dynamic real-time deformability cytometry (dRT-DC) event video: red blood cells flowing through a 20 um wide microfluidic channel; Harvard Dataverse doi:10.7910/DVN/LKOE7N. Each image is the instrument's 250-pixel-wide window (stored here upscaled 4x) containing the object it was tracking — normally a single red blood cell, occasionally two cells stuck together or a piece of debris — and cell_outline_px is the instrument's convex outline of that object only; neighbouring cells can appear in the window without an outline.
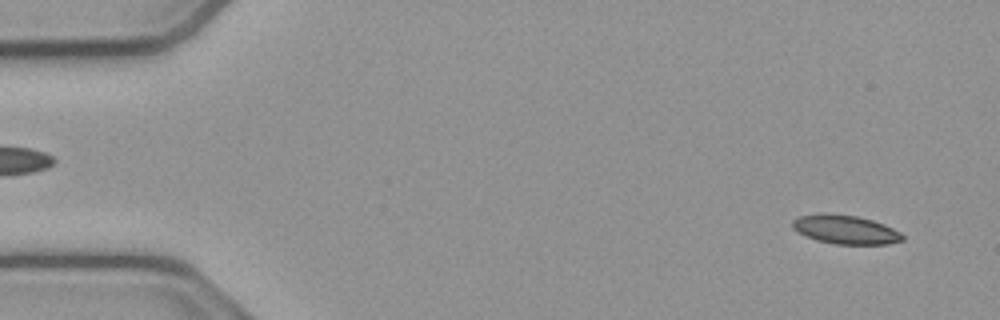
{"species": "common noctule bat (a hibernating species)", "species_latin": "Nyctalus noctula", "temperature_condition": "cold", "stored_images_in_passage": 53, "camera_frame_rate_fps": 3000, "um_per_image_px": 0.085, "animal": {"sex": "male", "body_mass_g": 23.1, "forearm_length_mm": 52.7}, "frame": {"image": 1, "passage_image": 3, "time_ms": 0.667, "image_size_px": [1000, 320], "cell_outline_px": [[904, 240], [888, 244], [836, 244], [816, 240], [804, 236], [796, 232], [792, 228], [792, 220], [800, 216], [820, 212], [824, 212], [856, 216], [872, 220], [884, 224], [900, 232], [904, 236]], "centroid_in_image_um": [71.82, 19.5], "position_along_channel_um": 13.2, "area_um2": 18.73}}
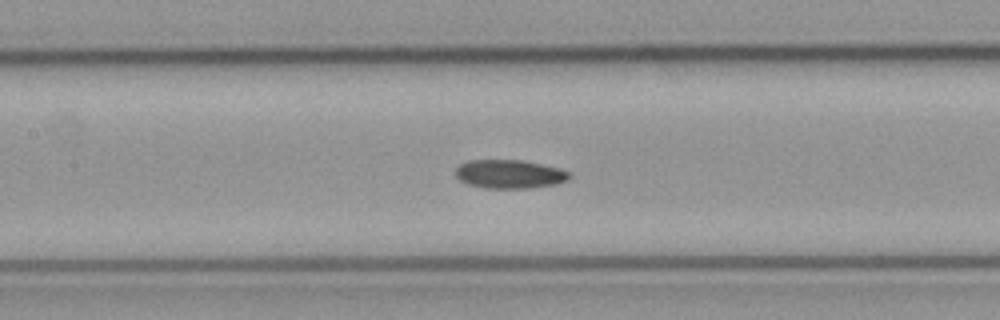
{"frame": {"image": 2, "passage_image": 24, "time_ms": 7.667, "image_size_px": [1000, 320], "cell_outline_px": [[572, 176], [568, 180], [556, 184], [528, 188], [484, 188], [468, 184], [460, 180], [456, 176], [456, 168], [460, 164], [468, 160], [524, 160], [560, 168], [572, 172]], "centroid_in_image_um": [43.35, 14.79], "position_along_channel_um": 164.1, "area_um2": 19.19}}
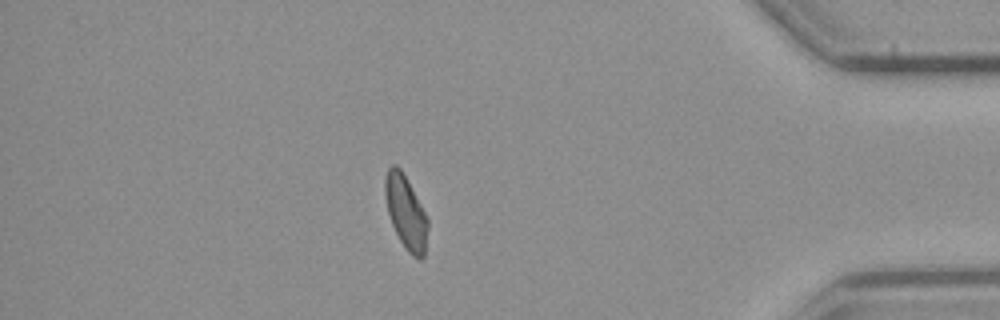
{"frame": {"image": 3, "passage_image": 46, "time_ms": 15.0, "image_size_px": [1000, 320], "cell_outline_px": [[428, 228], [424, 256], [420, 260], [412, 256], [408, 252], [400, 240], [392, 224], [388, 212], [384, 196], [384, 180], [388, 168], [392, 164], [396, 164], [400, 168], [428, 216]], "centroid_in_image_um": [34.5, 18.04], "position_along_channel_um": 400.7, "area_um2": 18.32}, "authors_computed_cell_mechanics": {"area_um2": 18.785, "velocity_mm_per_s": 3.8209, "shape_relaxation_time_tau1_ms": null, "shape_relaxation_time_tau2_ms": 7.4123, "deformation_change_tau1": null, "deformation_change_tau2": 0.1417}}